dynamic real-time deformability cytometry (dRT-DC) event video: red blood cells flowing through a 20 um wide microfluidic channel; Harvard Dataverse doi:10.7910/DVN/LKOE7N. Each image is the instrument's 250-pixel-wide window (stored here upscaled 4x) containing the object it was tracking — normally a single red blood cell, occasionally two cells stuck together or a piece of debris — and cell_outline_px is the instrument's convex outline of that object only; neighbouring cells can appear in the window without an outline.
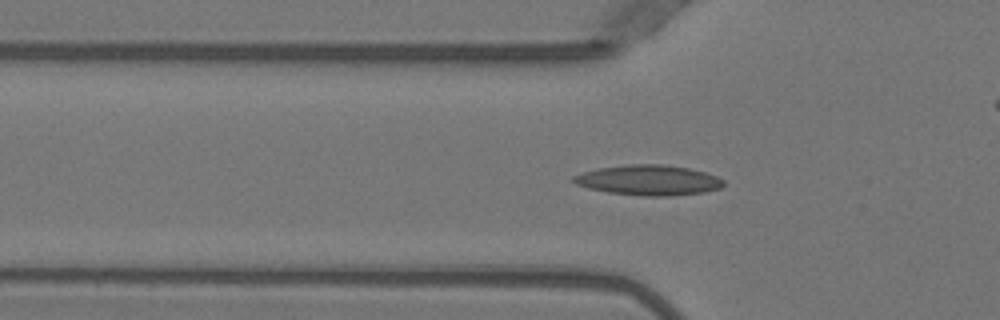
{"species": "Egyptian fruit bat (a non-hibernating species)", "species_latin": "Rousettus aegyptiacus", "temperature_condition": "warm", "stored_images_in_passage": 51, "camera_frame_rate_fps": 3000, "um_per_image_px": 0.085, "animal": {"sex": "female"}, "frame": {"image": 1, "passage_image": 16, "time_ms": 5.0, "image_size_px": [1000, 320], "cell_outline_px": [[724, 184], [720, 188], [704, 192], [672, 196], [644, 196], [608, 192], [588, 188], [576, 184], [572, 180], [572, 176], [584, 172], [600, 168], [628, 164], [664, 164], [688, 168], [704, 172], [716, 176], [724, 180]], "centroid_in_image_um": [55.14, 15.31], "position_along_channel_um": 70.7, "area_um2": 26.36}}
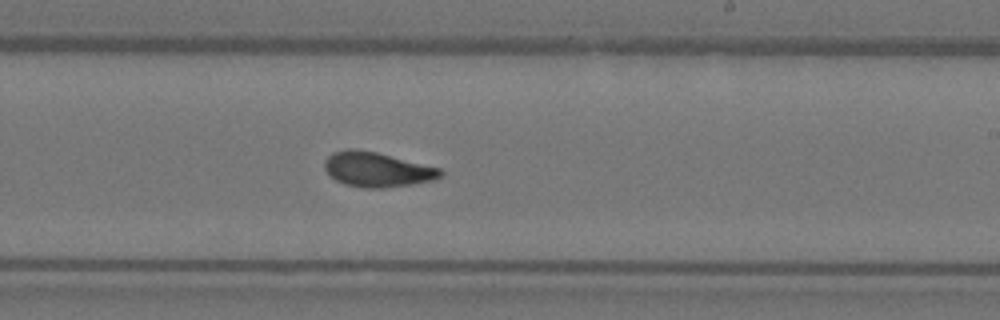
{"frame": {"image": 2, "passage_image": 30, "time_ms": 9.667, "image_size_px": [1000, 320], "cell_outline_px": [[444, 172], [440, 176], [432, 180], [412, 184], [384, 188], [364, 188], [344, 184], [336, 180], [324, 168], [324, 160], [332, 152], [348, 148], [352, 148], [376, 152], [440, 168]], "centroid_in_image_um": [32.02, 14.4], "position_along_channel_um": 257.0, "area_um2": 23.35}}
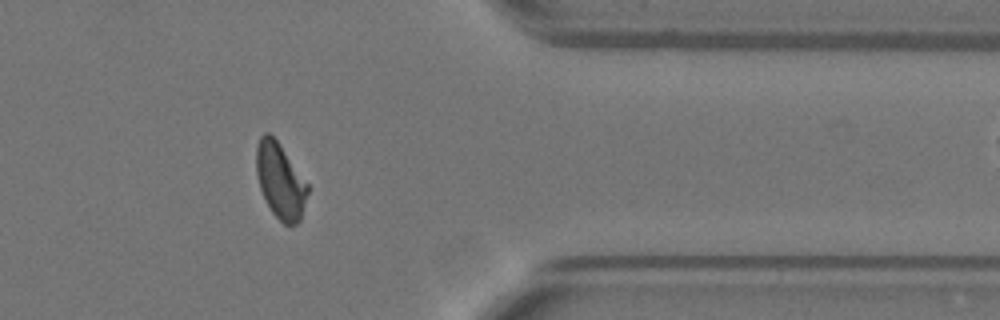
{"frame": {"image": 3, "passage_image": 41, "time_ms": 13.333, "image_size_px": [1000, 320], "cell_outline_px": [[308, 192], [300, 220], [296, 224], [284, 224], [272, 212], [260, 188], [256, 172], [256, 148], [260, 136], [264, 132], [268, 132], [276, 140], [308, 184]], "centroid_in_image_um": [23.81, 15.36], "position_along_channel_um": 387.6, "area_um2": 22.08}, "authors_computed_cell_mechanics": {"area_um2": 22.8888, "velocity_mm_per_s": 3.9804, "shape_relaxation_time_tau1_ms": 6.7584, "shape_relaxation_time_tau2_ms": 1.3021, "deformation_change_tau1": 0.212, "deformation_change_tau2": 0.0755}}